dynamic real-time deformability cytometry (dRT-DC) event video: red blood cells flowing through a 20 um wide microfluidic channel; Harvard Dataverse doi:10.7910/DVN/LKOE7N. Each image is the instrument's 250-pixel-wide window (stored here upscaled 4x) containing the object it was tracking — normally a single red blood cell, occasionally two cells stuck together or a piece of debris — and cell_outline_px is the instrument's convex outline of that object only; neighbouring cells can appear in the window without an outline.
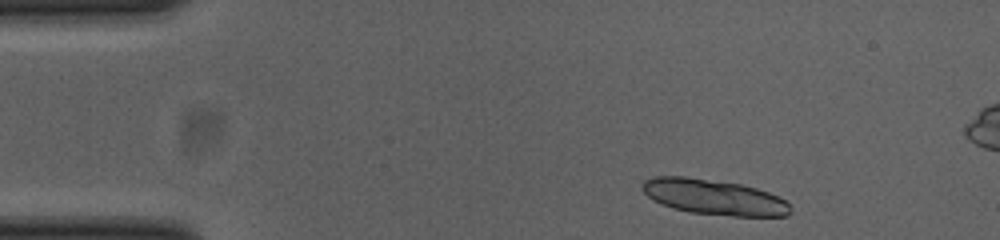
{"species": "common noctule bat (a hibernating species)", "species_latin": "Nyctalus noctula", "temperature_condition": "cold", "stored_images_in_passage": 49, "segment_of_instrument_passage": [1, 2], "camera_frame_rate_fps": 3000, "um_per_image_px": 0.085, "animal": {"sex": "female", "body_mass_g": 23.0, "forearm_length_mm": 53.4}, "frame": {"image": 1, "passage_image": 2, "time_ms": 0.333, "image_size_px": [1000, 240], "cell_outline_px": [[792, 212], [788, 216], [732, 216], [688, 212], [672, 208], [652, 200], [640, 188], [640, 184], [644, 180], [652, 176], [684, 176], [740, 184], [756, 188], [768, 192], [784, 200], [788, 204]], "centroid_in_image_um": [60.63, 16.75], "position_along_channel_um": 24.4, "area_um2": 30.63}}